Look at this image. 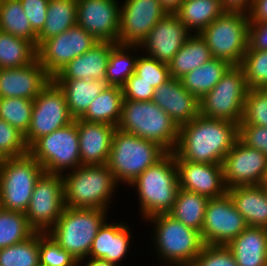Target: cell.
I'll list each match as a JSON object with an SVG mask.
<instances>
[{
	"label": "cell",
	"mask_w": 267,
	"mask_h": 266,
	"mask_svg": "<svg viewBox=\"0 0 267 266\" xmlns=\"http://www.w3.org/2000/svg\"><path fill=\"white\" fill-rule=\"evenodd\" d=\"M166 153L155 142L116 129L106 165L118 185L121 182L129 186Z\"/></svg>",
	"instance_id": "6"
},
{
	"label": "cell",
	"mask_w": 267,
	"mask_h": 266,
	"mask_svg": "<svg viewBox=\"0 0 267 266\" xmlns=\"http://www.w3.org/2000/svg\"><path fill=\"white\" fill-rule=\"evenodd\" d=\"M84 260H87V262L85 263ZM83 261H84V264H83ZM82 263L84 266H116L115 264L113 263H110L106 260H103V259H93V258H85V259H82V260H79L78 261V266Z\"/></svg>",
	"instance_id": "54"
},
{
	"label": "cell",
	"mask_w": 267,
	"mask_h": 266,
	"mask_svg": "<svg viewBox=\"0 0 267 266\" xmlns=\"http://www.w3.org/2000/svg\"><path fill=\"white\" fill-rule=\"evenodd\" d=\"M221 165L227 189L235 186L261 185L267 171V155L247 147L238 139Z\"/></svg>",
	"instance_id": "17"
},
{
	"label": "cell",
	"mask_w": 267,
	"mask_h": 266,
	"mask_svg": "<svg viewBox=\"0 0 267 266\" xmlns=\"http://www.w3.org/2000/svg\"><path fill=\"white\" fill-rule=\"evenodd\" d=\"M112 42H98L91 49L70 61L52 80H97L106 82V69Z\"/></svg>",
	"instance_id": "24"
},
{
	"label": "cell",
	"mask_w": 267,
	"mask_h": 266,
	"mask_svg": "<svg viewBox=\"0 0 267 266\" xmlns=\"http://www.w3.org/2000/svg\"><path fill=\"white\" fill-rule=\"evenodd\" d=\"M108 210L64 207L60 218L47 234L77 261L88 258Z\"/></svg>",
	"instance_id": "7"
},
{
	"label": "cell",
	"mask_w": 267,
	"mask_h": 266,
	"mask_svg": "<svg viewBox=\"0 0 267 266\" xmlns=\"http://www.w3.org/2000/svg\"><path fill=\"white\" fill-rule=\"evenodd\" d=\"M40 266H78V261L47 233L39 232Z\"/></svg>",
	"instance_id": "43"
},
{
	"label": "cell",
	"mask_w": 267,
	"mask_h": 266,
	"mask_svg": "<svg viewBox=\"0 0 267 266\" xmlns=\"http://www.w3.org/2000/svg\"><path fill=\"white\" fill-rule=\"evenodd\" d=\"M33 31L38 34L46 21L49 0H20Z\"/></svg>",
	"instance_id": "49"
},
{
	"label": "cell",
	"mask_w": 267,
	"mask_h": 266,
	"mask_svg": "<svg viewBox=\"0 0 267 266\" xmlns=\"http://www.w3.org/2000/svg\"><path fill=\"white\" fill-rule=\"evenodd\" d=\"M51 80L37 58L23 67L0 68V98L34 100Z\"/></svg>",
	"instance_id": "21"
},
{
	"label": "cell",
	"mask_w": 267,
	"mask_h": 266,
	"mask_svg": "<svg viewBox=\"0 0 267 266\" xmlns=\"http://www.w3.org/2000/svg\"><path fill=\"white\" fill-rule=\"evenodd\" d=\"M0 31L30 41L37 48V34L33 31L20 0H1Z\"/></svg>",
	"instance_id": "36"
},
{
	"label": "cell",
	"mask_w": 267,
	"mask_h": 266,
	"mask_svg": "<svg viewBox=\"0 0 267 266\" xmlns=\"http://www.w3.org/2000/svg\"><path fill=\"white\" fill-rule=\"evenodd\" d=\"M167 13L159 0H125L120 6L118 44L140 45Z\"/></svg>",
	"instance_id": "16"
},
{
	"label": "cell",
	"mask_w": 267,
	"mask_h": 266,
	"mask_svg": "<svg viewBox=\"0 0 267 266\" xmlns=\"http://www.w3.org/2000/svg\"><path fill=\"white\" fill-rule=\"evenodd\" d=\"M76 24V0H49L45 24L37 34V48L45 40L61 34Z\"/></svg>",
	"instance_id": "33"
},
{
	"label": "cell",
	"mask_w": 267,
	"mask_h": 266,
	"mask_svg": "<svg viewBox=\"0 0 267 266\" xmlns=\"http://www.w3.org/2000/svg\"><path fill=\"white\" fill-rule=\"evenodd\" d=\"M224 12L221 0H184L174 13L192 34H199Z\"/></svg>",
	"instance_id": "29"
},
{
	"label": "cell",
	"mask_w": 267,
	"mask_h": 266,
	"mask_svg": "<svg viewBox=\"0 0 267 266\" xmlns=\"http://www.w3.org/2000/svg\"><path fill=\"white\" fill-rule=\"evenodd\" d=\"M190 266H237L232 252L226 246L204 245Z\"/></svg>",
	"instance_id": "46"
},
{
	"label": "cell",
	"mask_w": 267,
	"mask_h": 266,
	"mask_svg": "<svg viewBox=\"0 0 267 266\" xmlns=\"http://www.w3.org/2000/svg\"><path fill=\"white\" fill-rule=\"evenodd\" d=\"M264 182H267V171H266V175H265V178H264Z\"/></svg>",
	"instance_id": "56"
},
{
	"label": "cell",
	"mask_w": 267,
	"mask_h": 266,
	"mask_svg": "<svg viewBox=\"0 0 267 266\" xmlns=\"http://www.w3.org/2000/svg\"><path fill=\"white\" fill-rule=\"evenodd\" d=\"M99 41L79 25L45 40L37 48V59L53 78L70 61L82 55Z\"/></svg>",
	"instance_id": "14"
},
{
	"label": "cell",
	"mask_w": 267,
	"mask_h": 266,
	"mask_svg": "<svg viewBox=\"0 0 267 266\" xmlns=\"http://www.w3.org/2000/svg\"><path fill=\"white\" fill-rule=\"evenodd\" d=\"M240 66L249 89H264L267 86V50H252L248 46Z\"/></svg>",
	"instance_id": "41"
},
{
	"label": "cell",
	"mask_w": 267,
	"mask_h": 266,
	"mask_svg": "<svg viewBox=\"0 0 267 266\" xmlns=\"http://www.w3.org/2000/svg\"><path fill=\"white\" fill-rule=\"evenodd\" d=\"M35 232L25 213L0 210V249L25 241Z\"/></svg>",
	"instance_id": "38"
},
{
	"label": "cell",
	"mask_w": 267,
	"mask_h": 266,
	"mask_svg": "<svg viewBox=\"0 0 267 266\" xmlns=\"http://www.w3.org/2000/svg\"><path fill=\"white\" fill-rule=\"evenodd\" d=\"M248 46L252 50H267V22L249 23Z\"/></svg>",
	"instance_id": "50"
},
{
	"label": "cell",
	"mask_w": 267,
	"mask_h": 266,
	"mask_svg": "<svg viewBox=\"0 0 267 266\" xmlns=\"http://www.w3.org/2000/svg\"><path fill=\"white\" fill-rule=\"evenodd\" d=\"M249 88L240 65H232L200 100V115L239 124Z\"/></svg>",
	"instance_id": "10"
},
{
	"label": "cell",
	"mask_w": 267,
	"mask_h": 266,
	"mask_svg": "<svg viewBox=\"0 0 267 266\" xmlns=\"http://www.w3.org/2000/svg\"><path fill=\"white\" fill-rule=\"evenodd\" d=\"M199 35L209 47L212 58L226 60L231 65H241L248 48V14L224 12Z\"/></svg>",
	"instance_id": "8"
},
{
	"label": "cell",
	"mask_w": 267,
	"mask_h": 266,
	"mask_svg": "<svg viewBox=\"0 0 267 266\" xmlns=\"http://www.w3.org/2000/svg\"><path fill=\"white\" fill-rule=\"evenodd\" d=\"M253 0H221L225 12H240L248 14Z\"/></svg>",
	"instance_id": "52"
},
{
	"label": "cell",
	"mask_w": 267,
	"mask_h": 266,
	"mask_svg": "<svg viewBox=\"0 0 267 266\" xmlns=\"http://www.w3.org/2000/svg\"><path fill=\"white\" fill-rule=\"evenodd\" d=\"M143 55L138 57L135 68L139 80L149 83L155 89L171 78L167 64L145 56V53Z\"/></svg>",
	"instance_id": "45"
},
{
	"label": "cell",
	"mask_w": 267,
	"mask_h": 266,
	"mask_svg": "<svg viewBox=\"0 0 267 266\" xmlns=\"http://www.w3.org/2000/svg\"><path fill=\"white\" fill-rule=\"evenodd\" d=\"M28 153L42 166L44 172L63 175L81 166L79 137L75 121L37 139Z\"/></svg>",
	"instance_id": "11"
},
{
	"label": "cell",
	"mask_w": 267,
	"mask_h": 266,
	"mask_svg": "<svg viewBox=\"0 0 267 266\" xmlns=\"http://www.w3.org/2000/svg\"><path fill=\"white\" fill-rule=\"evenodd\" d=\"M123 99L121 87L106 86L91 102L80 119L117 127L121 117Z\"/></svg>",
	"instance_id": "31"
},
{
	"label": "cell",
	"mask_w": 267,
	"mask_h": 266,
	"mask_svg": "<svg viewBox=\"0 0 267 266\" xmlns=\"http://www.w3.org/2000/svg\"><path fill=\"white\" fill-rule=\"evenodd\" d=\"M117 129L155 142L166 152H173L180 127L153 101L123 100Z\"/></svg>",
	"instance_id": "3"
},
{
	"label": "cell",
	"mask_w": 267,
	"mask_h": 266,
	"mask_svg": "<svg viewBox=\"0 0 267 266\" xmlns=\"http://www.w3.org/2000/svg\"><path fill=\"white\" fill-rule=\"evenodd\" d=\"M227 193L248 226L267 228V197L261 185L235 186Z\"/></svg>",
	"instance_id": "27"
},
{
	"label": "cell",
	"mask_w": 267,
	"mask_h": 266,
	"mask_svg": "<svg viewBox=\"0 0 267 266\" xmlns=\"http://www.w3.org/2000/svg\"><path fill=\"white\" fill-rule=\"evenodd\" d=\"M77 25L99 42L117 44L120 6L117 0H76Z\"/></svg>",
	"instance_id": "18"
},
{
	"label": "cell",
	"mask_w": 267,
	"mask_h": 266,
	"mask_svg": "<svg viewBox=\"0 0 267 266\" xmlns=\"http://www.w3.org/2000/svg\"><path fill=\"white\" fill-rule=\"evenodd\" d=\"M232 65L226 60L212 58L182 78L183 87L199 100L210 92Z\"/></svg>",
	"instance_id": "32"
},
{
	"label": "cell",
	"mask_w": 267,
	"mask_h": 266,
	"mask_svg": "<svg viewBox=\"0 0 267 266\" xmlns=\"http://www.w3.org/2000/svg\"><path fill=\"white\" fill-rule=\"evenodd\" d=\"M247 227L228 193L209 199L201 230L205 245L227 246Z\"/></svg>",
	"instance_id": "15"
},
{
	"label": "cell",
	"mask_w": 267,
	"mask_h": 266,
	"mask_svg": "<svg viewBox=\"0 0 267 266\" xmlns=\"http://www.w3.org/2000/svg\"><path fill=\"white\" fill-rule=\"evenodd\" d=\"M239 124L267 127V93L264 89H249Z\"/></svg>",
	"instance_id": "42"
},
{
	"label": "cell",
	"mask_w": 267,
	"mask_h": 266,
	"mask_svg": "<svg viewBox=\"0 0 267 266\" xmlns=\"http://www.w3.org/2000/svg\"><path fill=\"white\" fill-rule=\"evenodd\" d=\"M64 93L70 115L80 118L91 102L105 89L106 82L97 80H53Z\"/></svg>",
	"instance_id": "28"
},
{
	"label": "cell",
	"mask_w": 267,
	"mask_h": 266,
	"mask_svg": "<svg viewBox=\"0 0 267 266\" xmlns=\"http://www.w3.org/2000/svg\"><path fill=\"white\" fill-rule=\"evenodd\" d=\"M0 266H40L39 232L25 241L0 249Z\"/></svg>",
	"instance_id": "39"
},
{
	"label": "cell",
	"mask_w": 267,
	"mask_h": 266,
	"mask_svg": "<svg viewBox=\"0 0 267 266\" xmlns=\"http://www.w3.org/2000/svg\"><path fill=\"white\" fill-rule=\"evenodd\" d=\"M107 221L99 228L88 258L103 259L116 266H122L121 261L123 258L126 259L128 249L131 246L132 233L130 227L123 222L114 224Z\"/></svg>",
	"instance_id": "25"
},
{
	"label": "cell",
	"mask_w": 267,
	"mask_h": 266,
	"mask_svg": "<svg viewBox=\"0 0 267 266\" xmlns=\"http://www.w3.org/2000/svg\"><path fill=\"white\" fill-rule=\"evenodd\" d=\"M212 59L210 49L199 34L191 35L168 64L171 78L180 79Z\"/></svg>",
	"instance_id": "30"
},
{
	"label": "cell",
	"mask_w": 267,
	"mask_h": 266,
	"mask_svg": "<svg viewBox=\"0 0 267 266\" xmlns=\"http://www.w3.org/2000/svg\"><path fill=\"white\" fill-rule=\"evenodd\" d=\"M208 201L209 198L203 195L179 188L169 214L185 226L201 233Z\"/></svg>",
	"instance_id": "34"
},
{
	"label": "cell",
	"mask_w": 267,
	"mask_h": 266,
	"mask_svg": "<svg viewBox=\"0 0 267 266\" xmlns=\"http://www.w3.org/2000/svg\"><path fill=\"white\" fill-rule=\"evenodd\" d=\"M179 188L196 192L209 199L227 193L221 164L197 163L175 158Z\"/></svg>",
	"instance_id": "20"
},
{
	"label": "cell",
	"mask_w": 267,
	"mask_h": 266,
	"mask_svg": "<svg viewBox=\"0 0 267 266\" xmlns=\"http://www.w3.org/2000/svg\"><path fill=\"white\" fill-rule=\"evenodd\" d=\"M130 187H136L140 213L145 220L169 213L179 189L178 170L173 152H167L154 165L139 175Z\"/></svg>",
	"instance_id": "2"
},
{
	"label": "cell",
	"mask_w": 267,
	"mask_h": 266,
	"mask_svg": "<svg viewBox=\"0 0 267 266\" xmlns=\"http://www.w3.org/2000/svg\"><path fill=\"white\" fill-rule=\"evenodd\" d=\"M191 35L175 13H167L147 34L139 48L146 49V56L168 65Z\"/></svg>",
	"instance_id": "19"
},
{
	"label": "cell",
	"mask_w": 267,
	"mask_h": 266,
	"mask_svg": "<svg viewBox=\"0 0 267 266\" xmlns=\"http://www.w3.org/2000/svg\"><path fill=\"white\" fill-rule=\"evenodd\" d=\"M162 7L168 13H174L180 5L183 3L184 0H159Z\"/></svg>",
	"instance_id": "53"
},
{
	"label": "cell",
	"mask_w": 267,
	"mask_h": 266,
	"mask_svg": "<svg viewBox=\"0 0 267 266\" xmlns=\"http://www.w3.org/2000/svg\"><path fill=\"white\" fill-rule=\"evenodd\" d=\"M64 179L60 174L43 172L37 179L25 215L36 232L47 233L64 210Z\"/></svg>",
	"instance_id": "12"
},
{
	"label": "cell",
	"mask_w": 267,
	"mask_h": 266,
	"mask_svg": "<svg viewBox=\"0 0 267 266\" xmlns=\"http://www.w3.org/2000/svg\"><path fill=\"white\" fill-rule=\"evenodd\" d=\"M36 58L37 48L30 41L0 31V68L23 67Z\"/></svg>",
	"instance_id": "37"
},
{
	"label": "cell",
	"mask_w": 267,
	"mask_h": 266,
	"mask_svg": "<svg viewBox=\"0 0 267 266\" xmlns=\"http://www.w3.org/2000/svg\"><path fill=\"white\" fill-rule=\"evenodd\" d=\"M248 18L249 23L267 22V0H253Z\"/></svg>",
	"instance_id": "51"
},
{
	"label": "cell",
	"mask_w": 267,
	"mask_h": 266,
	"mask_svg": "<svg viewBox=\"0 0 267 266\" xmlns=\"http://www.w3.org/2000/svg\"><path fill=\"white\" fill-rule=\"evenodd\" d=\"M34 100L24 98H0V119L27 133L32 117Z\"/></svg>",
	"instance_id": "40"
},
{
	"label": "cell",
	"mask_w": 267,
	"mask_h": 266,
	"mask_svg": "<svg viewBox=\"0 0 267 266\" xmlns=\"http://www.w3.org/2000/svg\"><path fill=\"white\" fill-rule=\"evenodd\" d=\"M138 49L139 45H121L118 43L112 48L106 69L107 86L122 87L126 80L135 73L139 55H131L130 53L135 50V53L138 54Z\"/></svg>",
	"instance_id": "35"
},
{
	"label": "cell",
	"mask_w": 267,
	"mask_h": 266,
	"mask_svg": "<svg viewBox=\"0 0 267 266\" xmlns=\"http://www.w3.org/2000/svg\"><path fill=\"white\" fill-rule=\"evenodd\" d=\"M77 124L81 165L107 164L117 127L74 119Z\"/></svg>",
	"instance_id": "23"
},
{
	"label": "cell",
	"mask_w": 267,
	"mask_h": 266,
	"mask_svg": "<svg viewBox=\"0 0 267 266\" xmlns=\"http://www.w3.org/2000/svg\"><path fill=\"white\" fill-rule=\"evenodd\" d=\"M74 121L70 115L64 93L51 80L34 99L31 124L24 135L29 148L37 139L63 128Z\"/></svg>",
	"instance_id": "13"
},
{
	"label": "cell",
	"mask_w": 267,
	"mask_h": 266,
	"mask_svg": "<svg viewBox=\"0 0 267 266\" xmlns=\"http://www.w3.org/2000/svg\"><path fill=\"white\" fill-rule=\"evenodd\" d=\"M123 100L152 101L155 89L145 81L139 80V76L134 73L121 87Z\"/></svg>",
	"instance_id": "48"
},
{
	"label": "cell",
	"mask_w": 267,
	"mask_h": 266,
	"mask_svg": "<svg viewBox=\"0 0 267 266\" xmlns=\"http://www.w3.org/2000/svg\"><path fill=\"white\" fill-rule=\"evenodd\" d=\"M42 166L28 153L0 160V200L2 209L25 213L30 204Z\"/></svg>",
	"instance_id": "9"
},
{
	"label": "cell",
	"mask_w": 267,
	"mask_h": 266,
	"mask_svg": "<svg viewBox=\"0 0 267 266\" xmlns=\"http://www.w3.org/2000/svg\"><path fill=\"white\" fill-rule=\"evenodd\" d=\"M238 137L247 147L267 155V127L238 124Z\"/></svg>",
	"instance_id": "47"
},
{
	"label": "cell",
	"mask_w": 267,
	"mask_h": 266,
	"mask_svg": "<svg viewBox=\"0 0 267 266\" xmlns=\"http://www.w3.org/2000/svg\"><path fill=\"white\" fill-rule=\"evenodd\" d=\"M28 154L24 134L0 119V160Z\"/></svg>",
	"instance_id": "44"
},
{
	"label": "cell",
	"mask_w": 267,
	"mask_h": 266,
	"mask_svg": "<svg viewBox=\"0 0 267 266\" xmlns=\"http://www.w3.org/2000/svg\"><path fill=\"white\" fill-rule=\"evenodd\" d=\"M226 247L237 266H267V228L248 226Z\"/></svg>",
	"instance_id": "26"
},
{
	"label": "cell",
	"mask_w": 267,
	"mask_h": 266,
	"mask_svg": "<svg viewBox=\"0 0 267 266\" xmlns=\"http://www.w3.org/2000/svg\"><path fill=\"white\" fill-rule=\"evenodd\" d=\"M238 137V124L197 116L180 126L175 158L184 161L222 164Z\"/></svg>",
	"instance_id": "1"
},
{
	"label": "cell",
	"mask_w": 267,
	"mask_h": 266,
	"mask_svg": "<svg viewBox=\"0 0 267 266\" xmlns=\"http://www.w3.org/2000/svg\"><path fill=\"white\" fill-rule=\"evenodd\" d=\"M146 220L155 226L152 229L154 241L151 242L159 260H165L166 265L190 266L205 245L199 231L185 226L169 213L157 214Z\"/></svg>",
	"instance_id": "5"
},
{
	"label": "cell",
	"mask_w": 267,
	"mask_h": 266,
	"mask_svg": "<svg viewBox=\"0 0 267 266\" xmlns=\"http://www.w3.org/2000/svg\"><path fill=\"white\" fill-rule=\"evenodd\" d=\"M261 186H262V188H263V190H264V193L266 194V197H267V182H263V183L261 184Z\"/></svg>",
	"instance_id": "55"
},
{
	"label": "cell",
	"mask_w": 267,
	"mask_h": 266,
	"mask_svg": "<svg viewBox=\"0 0 267 266\" xmlns=\"http://www.w3.org/2000/svg\"><path fill=\"white\" fill-rule=\"evenodd\" d=\"M62 176L66 207L101 210L110 208L111 197H115L113 194L118 184L106 164L81 165Z\"/></svg>",
	"instance_id": "4"
},
{
	"label": "cell",
	"mask_w": 267,
	"mask_h": 266,
	"mask_svg": "<svg viewBox=\"0 0 267 266\" xmlns=\"http://www.w3.org/2000/svg\"><path fill=\"white\" fill-rule=\"evenodd\" d=\"M152 101L179 127L200 115L199 99L183 87L180 79L170 78L155 88Z\"/></svg>",
	"instance_id": "22"
}]
</instances>
